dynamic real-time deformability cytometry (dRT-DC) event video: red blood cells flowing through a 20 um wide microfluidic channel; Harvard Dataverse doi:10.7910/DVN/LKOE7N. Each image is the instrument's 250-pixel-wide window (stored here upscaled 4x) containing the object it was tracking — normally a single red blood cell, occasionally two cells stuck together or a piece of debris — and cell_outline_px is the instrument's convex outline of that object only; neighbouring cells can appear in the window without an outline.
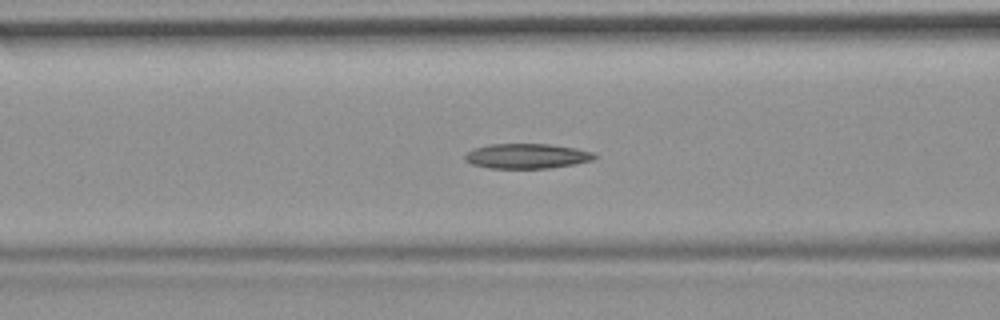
{"species": "common noctule bat (a hibernating species)", "species_latin": "Nyctalus noctula", "temperature_condition": "room temperature", "stored_images_in_passage": 42, "camera_frame_rate_fps": 3000, "um_per_image_px": 0.085, "animal": {"sex": "female", "body_mass_g": 19.9}, "frame": {"image": 1, "passage_image": 13, "time_ms": 4.0, "image_size_px": [1000, 320], "cell_outline_px": [[600, 156], [592, 160], [576, 164], [548, 168], [488, 168], [472, 164], [464, 160], [464, 156], [472, 148], [488, 144], [548, 144], [576, 148], [596, 152]], "centroid_in_image_um": [44.81, 13.26], "position_along_channel_um": 121.8, "area_um2": 19.07}}
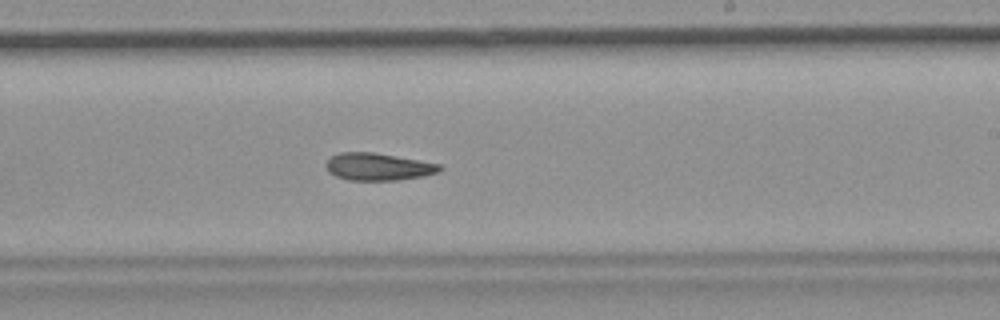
{"frame": {"image": 2, "passage_image": 24, "time_ms": 7.667, "image_size_px": [1000, 320], "cell_outline_px": [[444, 168], [440, 172], [424, 176], [396, 180], [348, 180], [336, 176], [328, 172], [324, 164], [332, 156], [340, 152], [372, 152], [420, 160], [440, 164]], "centroid_in_image_um": [32.16, 14.17], "position_along_channel_um": 256.8, "area_um2": 18.21}}